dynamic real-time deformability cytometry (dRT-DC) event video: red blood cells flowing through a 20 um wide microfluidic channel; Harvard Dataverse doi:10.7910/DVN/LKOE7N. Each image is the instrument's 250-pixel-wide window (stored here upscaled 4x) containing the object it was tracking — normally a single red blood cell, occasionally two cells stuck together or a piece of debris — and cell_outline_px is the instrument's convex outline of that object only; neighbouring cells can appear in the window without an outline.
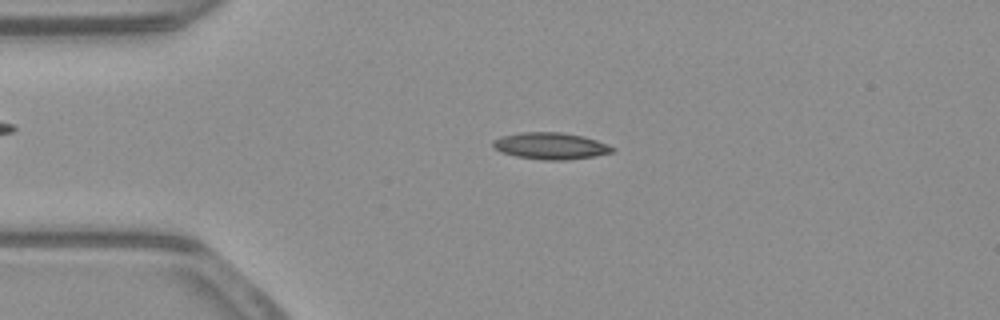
{"species": "common noctule bat (a hibernating species)", "species_latin": "Nyctalus noctula", "temperature_condition": "warm", "stored_images_in_passage": 53, "camera_frame_rate_fps": 3000, "um_per_image_px": 0.085, "animal": {"sex": "male", "body_mass_g": 23.1, "forearm_length_mm": 52.7}, "frame": {"image": 1, "passage_image": 12, "time_ms": 3.667, "image_size_px": [1000, 320], "cell_outline_px": [[616, 148], [612, 152], [596, 156], [568, 160], [544, 160], [516, 156], [500, 152], [492, 148], [492, 140], [500, 136], [520, 132], [564, 132], [584, 136], [608, 144]], "centroid_in_image_um": [46.78, 12.4], "position_along_channel_um": 38.2, "area_um2": 18.9}}
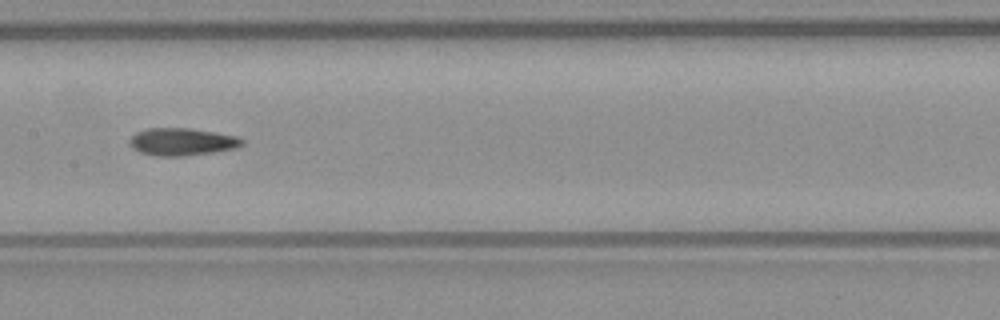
{"frame": {"image": 2, "passage_image": 26, "time_ms": 8.333, "image_size_px": [1000, 320], "cell_outline_px": [[244, 144], [236, 148], [212, 152], [184, 156], [156, 156], [140, 152], [132, 148], [128, 144], [128, 140], [136, 132], [148, 128], [192, 128], [240, 136], [244, 140]], "centroid_in_image_um": [15.48, 12.04], "position_along_channel_um": 191.9, "area_um2": 18.26}}
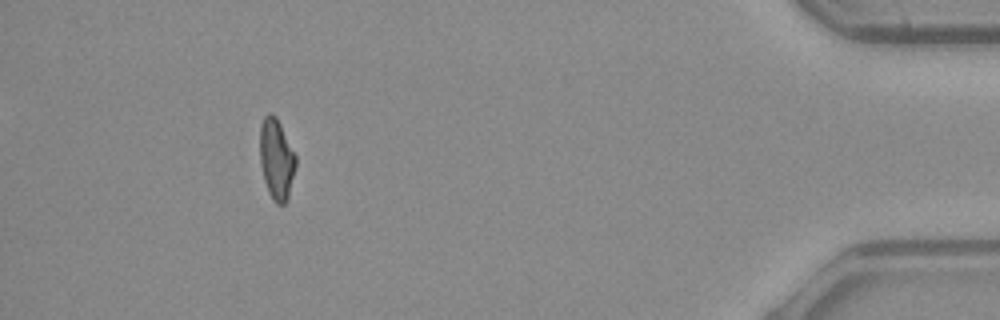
{"frame": {"image": 3, "passage_image": 48, "time_ms": 15.667, "image_size_px": [1000, 320], "cell_outline_px": [[296, 168], [288, 200], [284, 204], [276, 204], [272, 200], [268, 192], [264, 180], [260, 164], [260, 124], [264, 116], [268, 112], [272, 112], [276, 116], [296, 156]], "centroid_in_image_um": [23.5, 13.54], "position_along_channel_um": 411.7, "area_um2": 17.17}, "authors_computed_cell_mechanics": {"area_um2": 17.5134, "velocity_mm_per_s": 3.9127, "shape_relaxation_time_tau1_ms": null, "shape_relaxation_time_tau2_ms": 4.4679, "deformation_change_tau1": null, "deformation_change_tau2": 0.1409}}